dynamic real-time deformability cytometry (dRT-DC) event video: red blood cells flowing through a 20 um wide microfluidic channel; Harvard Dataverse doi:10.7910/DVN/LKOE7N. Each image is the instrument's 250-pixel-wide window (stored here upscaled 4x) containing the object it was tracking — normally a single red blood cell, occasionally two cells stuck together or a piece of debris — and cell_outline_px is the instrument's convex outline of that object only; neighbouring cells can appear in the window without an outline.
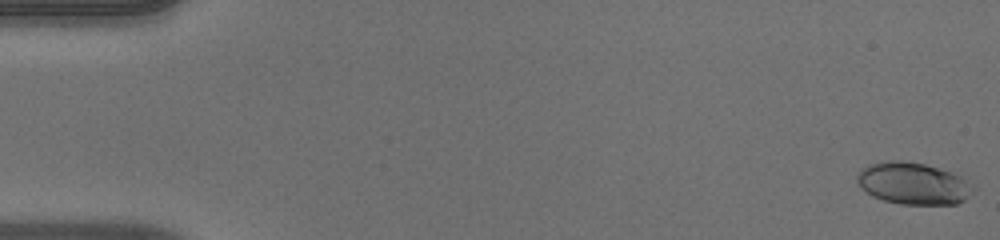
{"species": "human", "species_latin": "Homo sapiens", "temperature_condition": "warm", "stored_images_in_passage": 52, "camera_frame_rate_fps": 3000, "um_per_image_px": 0.085, "donor": {"sex": "male"}, "frame": {"image": 1, "passage_image": 1, "time_ms": 0.0, "image_size_px": [1000, 240], "cell_outline_px": [[976, 188], [964, 200], [956, 204], [900, 204], [884, 200], [872, 196], [856, 180], [856, 176], [868, 164], [884, 160], [900, 160], [924, 164], [952, 172], [976, 184]], "centroid_in_image_um": [77.67, 15.59], "position_along_channel_um": 7.3, "area_um2": 28.38}}
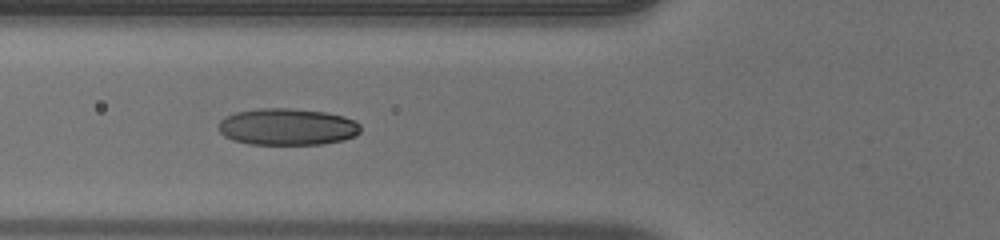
{"frame": {"image": 2, "passage_image": 20, "time_ms": 6.333, "image_size_px": [1000, 240], "cell_outline_px": [[360, 132], [356, 136], [344, 140], [324, 144], [248, 144], [232, 140], [224, 136], [220, 132], [220, 120], [224, 116], [236, 112], [260, 108], [288, 108], [328, 112], [344, 116], [356, 120], [360, 124]], "centroid_in_image_um": [24.45, 10.78], "position_along_channel_um": 101.3, "area_um2": 30.75}}
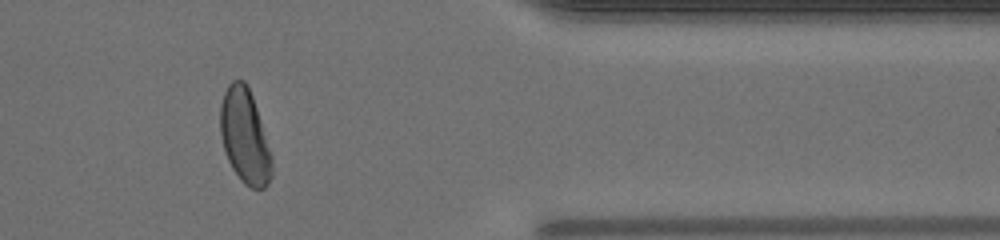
{"frame": {"image": 3, "passage_image": 43, "time_ms": 14.0, "image_size_px": [1000, 240], "cell_outline_px": [[272, 176], [268, 184], [264, 188], [252, 188], [244, 184], [240, 180], [232, 168], [228, 160], [220, 136], [220, 104], [224, 92], [228, 84], [232, 80], [244, 80], [252, 96], [272, 156]], "centroid_in_image_um": [20.79, 11.6], "position_along_channel_um": 390.6, "area_um2": 28.26}, "authors_computed_cell_mechanics": {"area_um2": 28.9, "velocity_mm_per_s": 4.0359, "shape_relaxation_time_tau1_ms": 5.368, "shape_relaxation_time_tau2_ms": null, "deformation_change_tau1": 0.2279, "deformation_change_tau2": null}}